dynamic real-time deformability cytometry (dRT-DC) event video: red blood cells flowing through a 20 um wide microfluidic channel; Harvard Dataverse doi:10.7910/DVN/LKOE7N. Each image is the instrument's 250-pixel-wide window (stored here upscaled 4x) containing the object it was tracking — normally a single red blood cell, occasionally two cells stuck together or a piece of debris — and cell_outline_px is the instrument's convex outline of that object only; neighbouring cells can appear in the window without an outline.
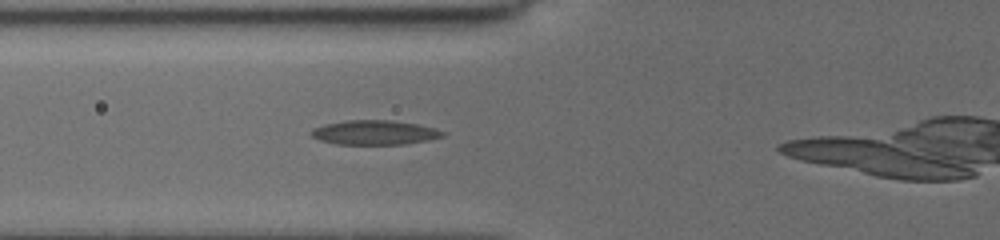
{"species": "common noctule bat (a hibernating species)", "species_latin": "Nyctalus noctula", "temperature_condition": "cold", "stored_images_in_passage": 4, "camera_frame_rate_fps": 3000, "um_per_image_px": 0.085, "animal": {"sex": "female", "body_mass_g": 19.5, "forearm_length_mm": 54.1}, "frame": {"image": 1, "passage_image": 4, "time_ms": 2.333, "image_size_px": [1000, 240], "cell_outline_px": [[444, 136], [428, 140], [404, 144], [336, 144], [320, 140], [312, 136], [312, 128], [324, 124], [348, 120], [392, 120], [416, 124], [436, 128], [444, 132]], "centroid_in_image_um": [31.84, 11.26], "position_along_channel_um": 94.0, "area_um2": 18.61}}